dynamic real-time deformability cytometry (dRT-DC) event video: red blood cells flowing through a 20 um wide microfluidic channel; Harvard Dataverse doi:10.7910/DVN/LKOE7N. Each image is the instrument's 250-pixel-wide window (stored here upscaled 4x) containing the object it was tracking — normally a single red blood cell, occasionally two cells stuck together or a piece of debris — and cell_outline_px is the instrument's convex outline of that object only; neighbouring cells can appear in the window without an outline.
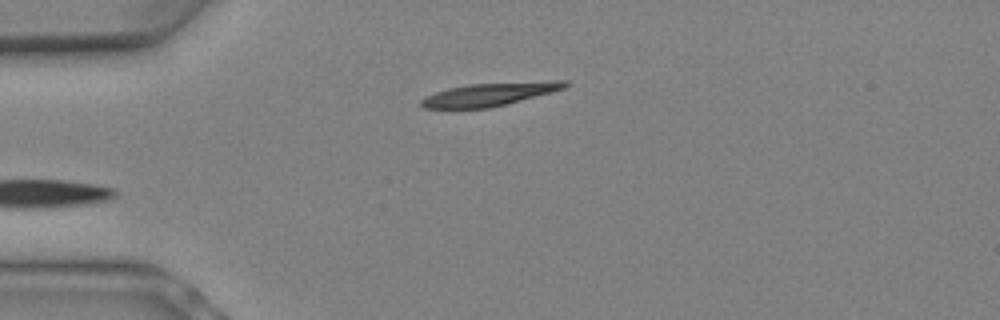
{"species": "Egyptian fruit bat (a non-hibernating species)", "species_latin": "Rousettus aegyptiacus", "temperature_condition": "warm", "stored_images_in_passage": 5, "camera_frame_rate_fps": 3000, "um_per_image_px": 0.085, "animal": {"sex": "female"}, "frame": {"image": 1, "passage_image": 5, "time_ms": 1.333, "image_size_px": [1000, 320], "cell_outline_px": [[572, 84], [564, 88], [552, 92], [488, 108], [424, 108], [420, 104], [420, 100], [424, 96], [448, 88], [468, 84], [552, 80], [568, 80]], "centroid_in_image_um": [41.65, 7.99], "position_along_channel_um": 43.4, "area_um2": 19.42}}